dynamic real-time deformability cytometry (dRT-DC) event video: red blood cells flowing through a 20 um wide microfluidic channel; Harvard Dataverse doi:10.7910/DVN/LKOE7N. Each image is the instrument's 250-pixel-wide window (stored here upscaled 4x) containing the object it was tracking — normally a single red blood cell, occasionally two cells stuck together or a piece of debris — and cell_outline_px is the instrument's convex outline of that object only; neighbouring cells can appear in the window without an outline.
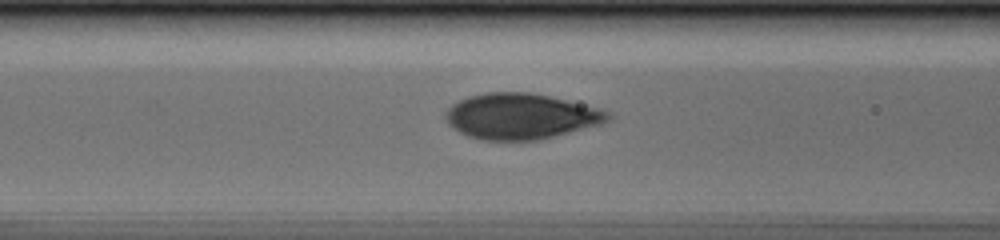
{"species": "human", "species_latin": "Homo sapiens", "temperature_condition": "cold", "stored_images_in_passage": 44, "camera_frame_rate_fps": 3000, "um_per_image_px": 0.085, "donor": {"sex": "male"}, "frame": {"image": 1, "passage_image": 23, "time_ms": 7.333, "image_size_px": [1000, 240], "cell_outline_px": [[616, 116], [600, 124], [536, 140], [484, 140], [468, 136], [452, 128], [448, 124], [444, 116], [444, 112], [452, 104], [468, 96], [488, 92], [528, 92], [548, 96], [600, 108]], "centroid_in_image_um": [44.23, 9.88], "position_along_channel_um": 122.4, "area_um2": 43.0}}
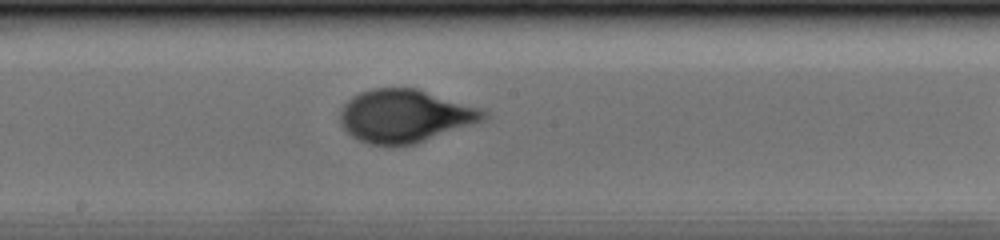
{"frame": {"image": 2, "passage_image": 30, "time_ms": 9.667, "image_size_px": [1000, 240], "cell_outline_px": [[488, 116], [484, 120], [416, 144], [392, 148], [368, 144], [352, 136], [340, 124], [340, 108], [352, 96], [360, 92], [372, 88], [416, 88], [484, 108], [488, 112]], "centroid_in_image_um": [34.43, 9.88], "position_along_channel_um": 213.8, "area_um2": 44.97}}
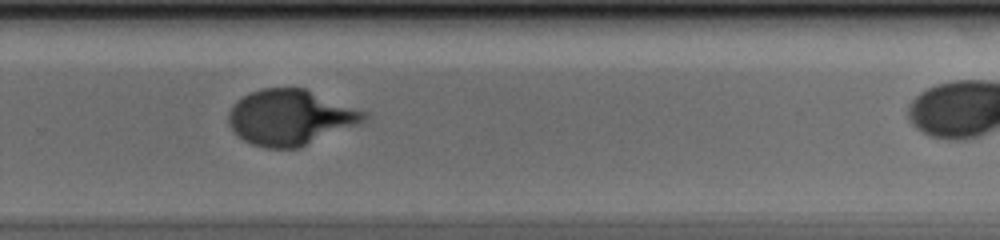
{"frame": {"image": 3, "passage_image": 37, "time_ms": 12.0, "image_size_px": [1000, 240], "cell_outline_px": [[368, 116], [364, 120], [300, 148], [264, 148], [252, 144], [244, 140], [228, 124], [228, 112], [232, 104], [236, 100], [252, 92], [264, 88], [304, 88], [364, 112]], "centroid_in_image_um": [24.59, 9.98], "position_along_channel_um": 305.2, "area_um2": 42.95}}